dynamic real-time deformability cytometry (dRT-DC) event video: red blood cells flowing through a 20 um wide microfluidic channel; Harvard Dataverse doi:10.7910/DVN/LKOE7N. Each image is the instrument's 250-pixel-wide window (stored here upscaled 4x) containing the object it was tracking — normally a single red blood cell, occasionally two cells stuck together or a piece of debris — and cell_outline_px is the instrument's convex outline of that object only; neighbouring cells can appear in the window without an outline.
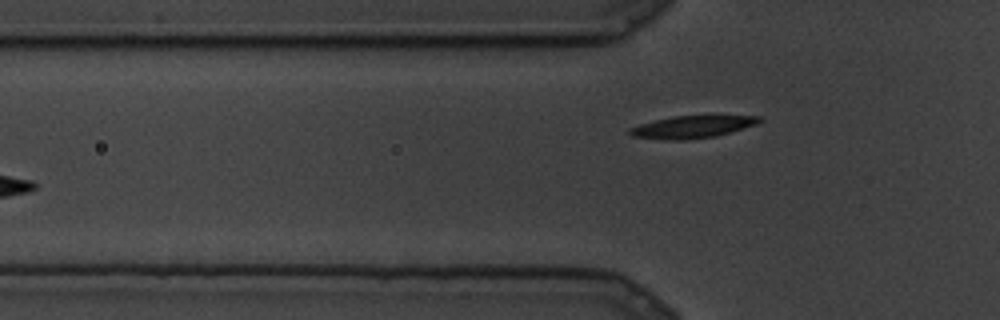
{"species": "common noctule bat (a hibernating species)", "species_latin": "Nyctalus noctula", "temperature_condition": "cold", "stored_images_in_passage": 58, "camera_frame_rate_fps": 3000, "um_per_image_px": 0.085, "animal": {"sex": "male", "body_mass_g": 19.5, "forearm_length_mm": 54.6}, "frame": {"image": 1, "passage_image": 2, "time_ms": 0.333, "image_size_px": [1000, 320], "cell_outline_px": [[764, 120], [756, 124], [732, 132], [716, 136], [684, 140], [664, 140], [632, 136], [628, 132], [628, 128], [640, 124], [672, 116], [760, 116]], "centroid_in_image_um": [58.83, 10.79], "position_along_channel_um": 67.0, "area_um2": 16.82}}
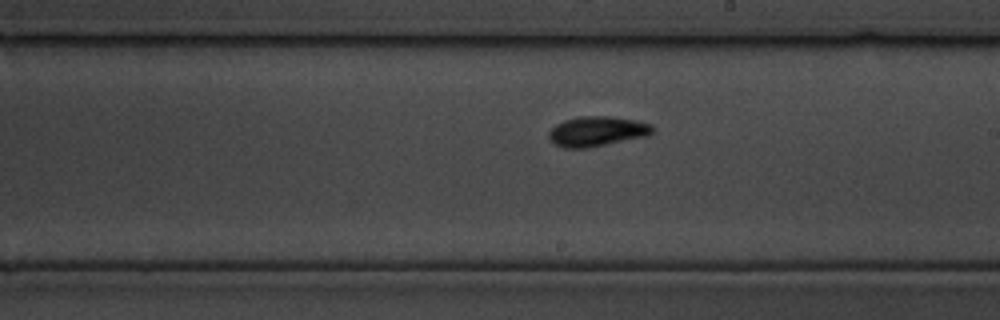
{"frame": {"image": 2, "passage_image": 26, "time_ms": 8.333, "image_size_px": [1000, 320], "cell_outline_px": [[652, 132], [648, 136], [584, 148], [564, 148], [556, 144], [548, 136], [548, 132], [556, 124], [564, 120], [580, 116], [608, 116], [632, 120], [652, 124]], "centroid_in_image_um": [50.72, 11.16], "position_along_channel_um": 238.3, "area_um2": 17.8}}
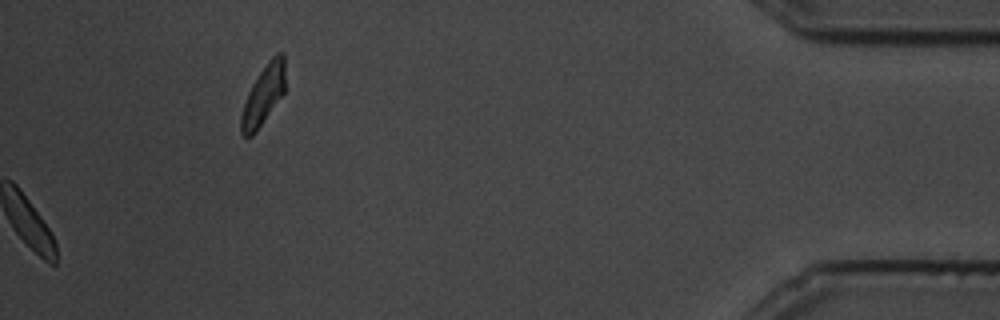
{"frame": {"image": 3, "passage_image": 58, "time_ms": 19.0, "image_size_px": [1000, 320], "cell_outline_px": [[284, 92], [256, 132], [252, 136], [244, 136], [240, 132], [240, 116], [248, 92], [252, 84], [268, 60], [276, 52], [284, 52]], "centroid_in_image_um": [22.37, 8.07], "position_along_channel_um": 412.8, "area_um2": 15.14}}